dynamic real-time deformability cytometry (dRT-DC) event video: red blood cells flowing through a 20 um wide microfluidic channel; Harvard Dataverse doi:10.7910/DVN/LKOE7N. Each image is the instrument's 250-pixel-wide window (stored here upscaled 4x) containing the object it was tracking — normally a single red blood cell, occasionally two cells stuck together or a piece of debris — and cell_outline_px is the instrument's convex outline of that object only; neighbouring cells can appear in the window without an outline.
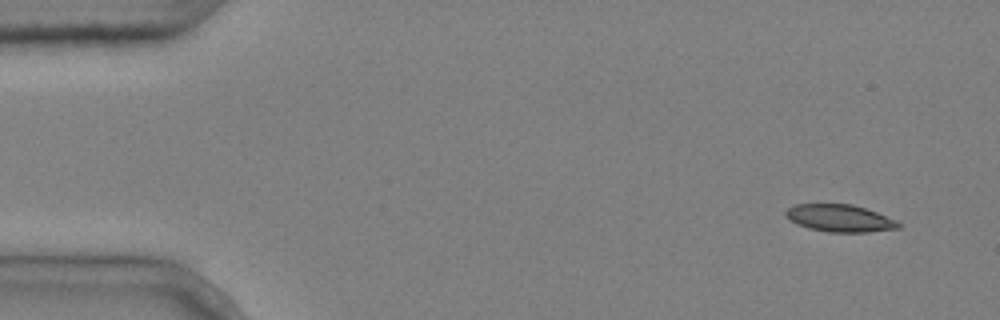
{"species": "common noctule bat (a hibernating species)", "species_latin": "Nyctalus noctula", "temperature_condition": "cold", "stored_images_in_passage": 9, "camera_frame_rate_fps": 3000, "um_per_image_px": 0.085, "animal": {"sex": "male", "body_mass_g": 20.4}, "frame": {"image": 1, "passage_image": 1, "time_ms": 0.0, "image_size_px": [1000, 320], "cell_outline_px": [[900, 228], [868, 232], [828, 232], [808, 228], [796, 224], [788, 220], [784, 212], [788, 208], [796, 204], [852, 204], [876, 212], [896, 220], [900, 224]], "centroid_in_image_um": [71.34, 18.55], "position_along_channel_um": 13.7, "area_um2": 17.92}}
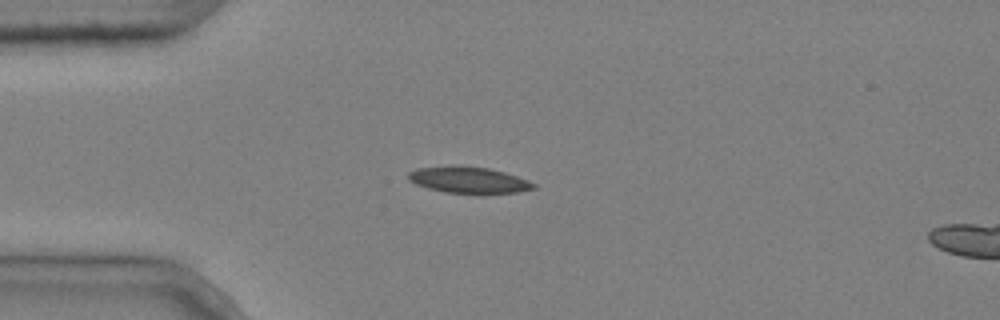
{"frame": {"image": 2, "passage_image": 4, "time_ms": 1.0, "image_size_px": [1000, 320], "cell_outline_px": [[536, 188], [516, 192], [444, 192], [428, 188], [416, 184], [408, 180], [408, 172], [416, 168], [452, 164], [456, 164], [488, 168], [504, 172], [528, 180], [536, 184]], "centroid_in_image_um": [39.77, 15.25], "position_along_channel_um": 45.2, "area_um2": 19.13}}
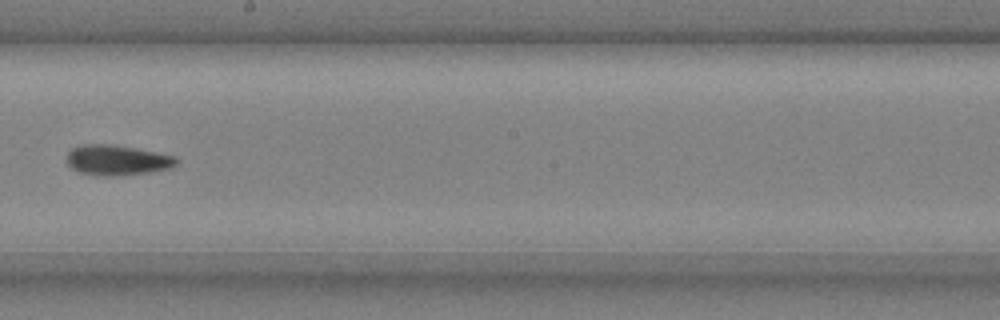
{"frame": {"image": 3, "passage_image": 9, "time_ms": 2.667, "image_size_px": [1000, 320], "cell_outline_px": [[180, 160], [172, 168], [148, 172], [116, 176], [100, 176], [80, 172], [72, 168], [68, 164], [68, 152], [72, 148], [80, 144], [112, 144], [136, 148], [176, 156]], "centroid_in_image_um": [9.98, 13.6], "position_along_channel_um": 238.2, "area_um2": 19.42}}